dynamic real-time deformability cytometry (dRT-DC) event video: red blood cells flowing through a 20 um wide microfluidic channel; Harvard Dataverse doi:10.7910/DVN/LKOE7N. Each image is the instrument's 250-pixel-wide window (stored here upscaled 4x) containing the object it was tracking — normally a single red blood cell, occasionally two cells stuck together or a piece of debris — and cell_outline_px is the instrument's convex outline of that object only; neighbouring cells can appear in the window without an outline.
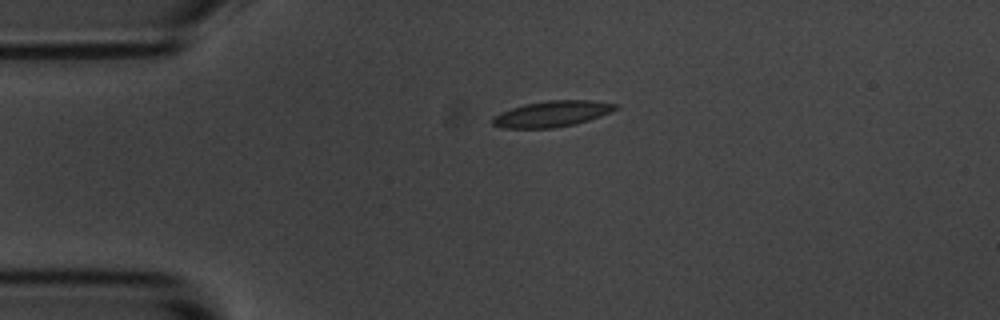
{"species": "common noctule bat (a hibernating species)", "species_latin": "Nyctalus noctula", "temperature_condition": "room temperature", "stored_images_in_passage": 43, "camera_frame_rate_fps": 3000, "um_per_image_px": 0.085, "animal": {"sex": "male", "body_mass_g": 20.1, "forearm_length_mm": 53.5}, "frame": {"image": 1, "passage_image": 1, "time_ms": 0.0, "image_size_px": [1000, 320], "cell_outline_px": [[620, 108], [612, 112], [576, 124], [552, 128], [504, 128], [492, 124], [492, 116], [500, 112], [524, 104], [548, 100], [592, 100], [620, 104]], "centroid_in_image_um": [46.96, 9.67], "position_along_channel_um": 38.0, "area_um2": 18.79}}
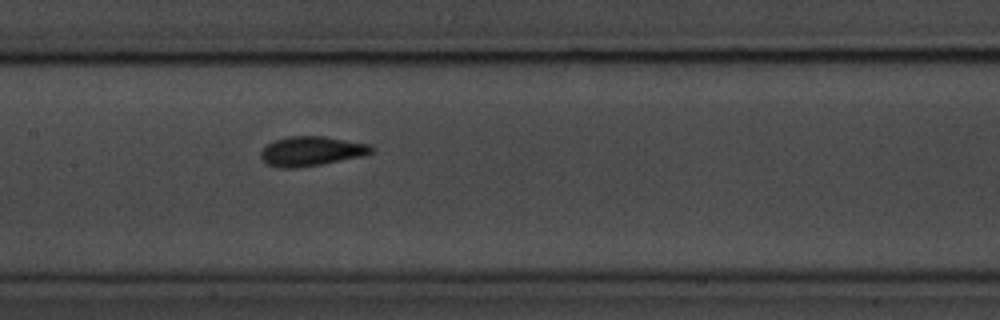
{"frame": {"image": 2, "passage_image": 15, "time_ms": 4.667, "image_size_px": [1000, 320], "cell_outline_px": [[372, 152], [360, 156], [320, 164], [296, 168], [280, 168], [268, 164], [260, 156], [260, 152], [268, 144], [276, 140], [288, 136], [324, 136], [368, 144], [372, 148]], "centroid_in_image_um": [26.42, 12.84], "position_along_channel_um": 181.0, "area_um2": 18.61}}
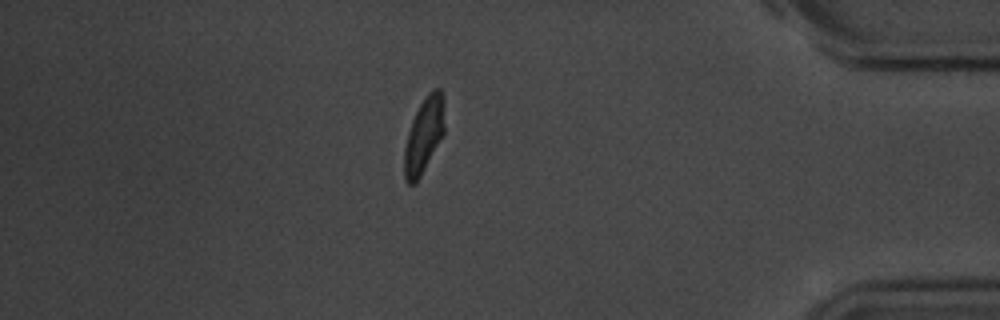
{"frame": {"image": 3, "passage_image": 36, "time_ms": 11.667, "image_size_px": [1000, 320], "cell_outline_px": [[444, 132], [416, 184], [408, 184], [404, 180], [404, 148], [408, 132], [412, 120], [420, 104], [428, 92], [432, 88], [440, 88], [444, 96]], "centroid_in_image_um": [36.03, 11.47], "position_along_channel_um": 399.2, "area_um2": 17.69}, "authors_computed_cell_mechanics": {"area_um2": 17.918, "velocity_mm_per_s": 3.6627, "shape_relaxation_time_tau1_ms": 2.8454, "shape_relaxation_time_tau2_ms": 0.8531, "deformation_change_tau1": 0.128, "deformation_change_tau2": 0.0497}}